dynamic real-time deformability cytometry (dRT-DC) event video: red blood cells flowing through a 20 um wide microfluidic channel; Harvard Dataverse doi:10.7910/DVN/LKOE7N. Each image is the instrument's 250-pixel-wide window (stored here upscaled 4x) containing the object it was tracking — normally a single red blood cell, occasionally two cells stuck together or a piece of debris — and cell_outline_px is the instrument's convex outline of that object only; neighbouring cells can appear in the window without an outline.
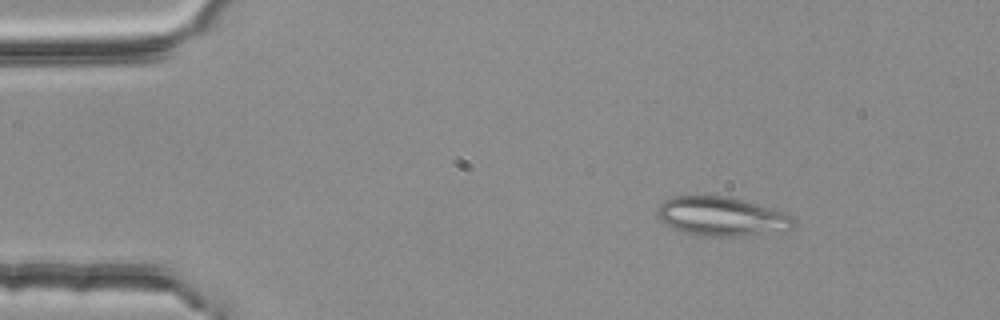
{"species": "common noctule bat (a hibernating species)", "species_latin": "Nyctalus noctula", "temperature_condition": "room temperature", "stored_images_in_passage": 4, "camera_frame_rate_fps": 3000, "um_per_image_px": 0.085, "animal": {"sex": "female", "body_mass_g": 25.1}, "frame": {"image": 1, "passage_image": 1, "time_ms": 0.0, "image_size_px": [1000, 320], "cell_outline_px": [[796, 224], [792, 228], [732, 236], [708, 236], [684, 232], [656, 220], [656, 212], [660, 204], [664, 200], [672, 196], [732, 196], [792, 216]], "centroid_in_image_um": [61.22, 18.37], "position_along_channel_um": 23.8, "area_um2": 30.4}}